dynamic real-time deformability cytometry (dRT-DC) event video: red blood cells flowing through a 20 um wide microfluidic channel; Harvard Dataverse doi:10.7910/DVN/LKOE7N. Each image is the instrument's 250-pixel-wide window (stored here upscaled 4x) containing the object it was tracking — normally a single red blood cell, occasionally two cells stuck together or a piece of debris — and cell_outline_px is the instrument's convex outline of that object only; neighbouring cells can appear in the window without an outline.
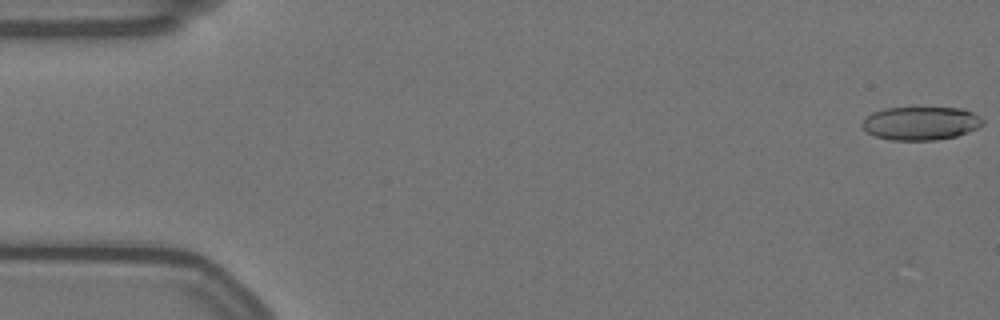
{"species": "Egyptian fruit bat (a non-hibernating species)", "species_latin": "Rousettus aegyptiacus", "temperature_condition": "warm", "stored_images_in_passage": 16, "camera_frame_rate_fps": 3000, "um_per_image_px": 0.085, "animal": {"sex": "female"}, "frame": {"image": 1, "passage_image": 1, "time_ms": 0.0, "image_size_px": [1000, 320], "cell_outline_px": [[984, 124], [968, 132], [956, 136], [936, 140], [892, 140], [876, 136], [868, 132], [860, 124], [872, 112], [884, 108], [964, 108], [972, 112], [984, 120]], "centroid_in_image_um": [78.28, 10.48], "position_along_channel_um": 6.7, "area_um2": 23.35}}
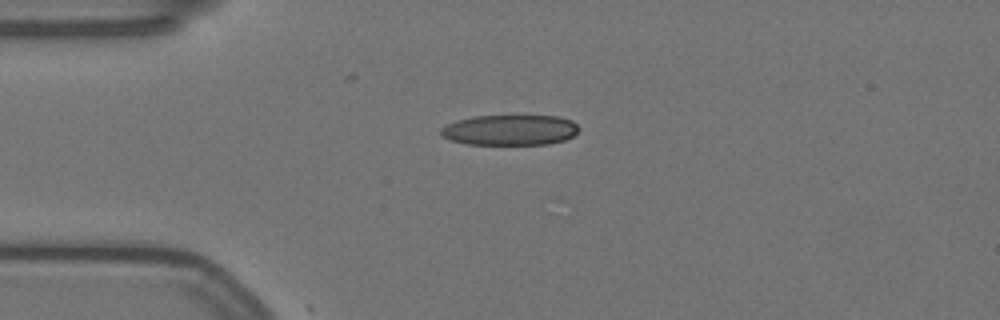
{"frame": {"image": 2, "passage_image": 14, "time_ms": 4.333, "image_size_px": [1000, 320], "cell_outline_px": [[580, 128], [572, 136], [564, 140], [548, 144], [468, 144], [448, 140], [440, 136], [440, 128], [456, 120], [472, 116], [560, 116], [572, 120]], "centroid_in_image_um": [43.32, 11.05], "position_along_channel_um": 41.7, "area_um2": 24.62}}